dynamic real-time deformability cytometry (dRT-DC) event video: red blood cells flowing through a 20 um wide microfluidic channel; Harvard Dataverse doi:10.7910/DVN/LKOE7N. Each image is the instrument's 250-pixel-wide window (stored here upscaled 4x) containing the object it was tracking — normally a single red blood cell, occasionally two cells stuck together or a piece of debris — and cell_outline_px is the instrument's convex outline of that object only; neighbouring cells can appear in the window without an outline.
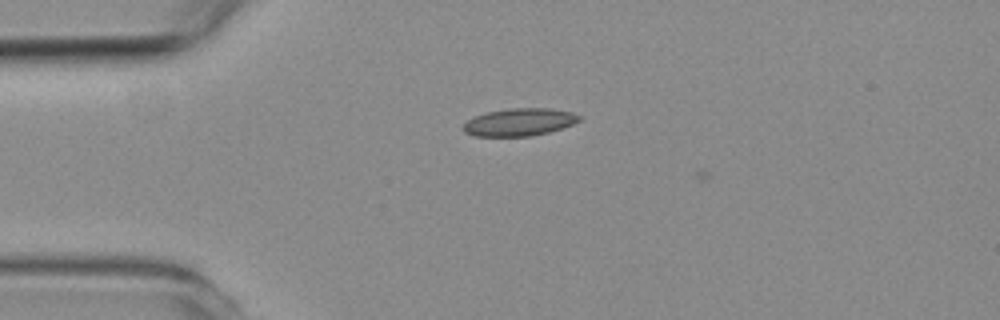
{"species": "common noctule bat (a hibernating species)", "species_latin": "Nyctalus noctula", "temperature_condition": "room temperature", "stored_images_in_passage": 3, "camera_frame_rate_fps": 3000, "um_per_image_px": 0.085, "animal": {"sex": "female", "body_mass_g": 19.3, "forearm_length_mm": 54.1}, "frame": {"image": 1, "passage_image": 1, "time_ms": 0.0, "image_size_px": [1000, 320], "cell_outline_px": [[580, 120], [572, 124], [548, 132], [528, 136], [472, 136], [464, 132], [464, 124], [468, 120], [476, 116], [488, 112], [512, 108], [548, 108], [572, 112], [580, 116]], "centroid_in_image_um": [44.14, 10.38], "position_along_channel_um": 40.9, "area_um2": 18.32}}